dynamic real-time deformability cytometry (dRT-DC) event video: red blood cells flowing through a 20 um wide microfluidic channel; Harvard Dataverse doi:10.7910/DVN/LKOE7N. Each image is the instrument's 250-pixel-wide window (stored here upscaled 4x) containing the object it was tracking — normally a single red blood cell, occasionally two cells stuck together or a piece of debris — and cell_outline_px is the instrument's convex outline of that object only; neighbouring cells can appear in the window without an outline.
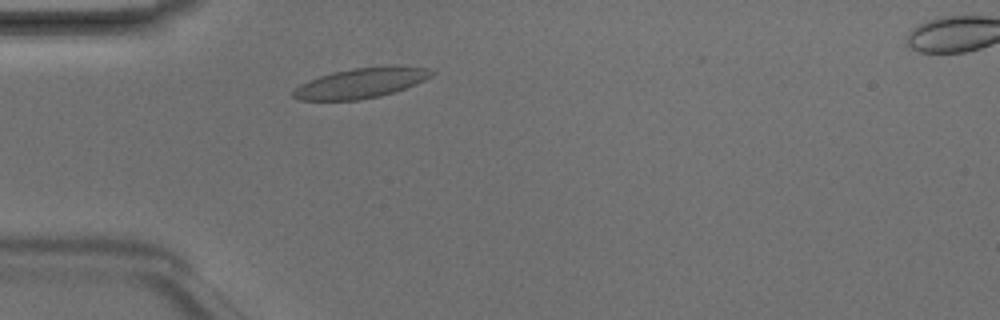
{"species": "Egyptian fruit bat (a non-hibernating species)", "species_latin": "Rousettus aegyptiacus", "temperature_condition": "room temperature", "stored_images_in_passage": 3, "camera_frame_rate_fps": 3000, "um_per_image_px": 0.085, "animal": {"sex": "male"}, "frame": {"image": 1, "passage_image": 2, "time_ms": 0.333, "image_size_px": [1000, 320], "cell_outline_px": [[436, 72], [432, 76], [416, 84], [396, 92], [380, 96], [360, 100], [300, 100], [292, 96], [292, 92], [300, 84], [308, 80], [332, 72], [352, 68], [388, 64], [428, 68]], "centroid_in_image_um": [30.73, 7.04], "position_along_channel_um": 54.3, "area_um2": 24.74}}